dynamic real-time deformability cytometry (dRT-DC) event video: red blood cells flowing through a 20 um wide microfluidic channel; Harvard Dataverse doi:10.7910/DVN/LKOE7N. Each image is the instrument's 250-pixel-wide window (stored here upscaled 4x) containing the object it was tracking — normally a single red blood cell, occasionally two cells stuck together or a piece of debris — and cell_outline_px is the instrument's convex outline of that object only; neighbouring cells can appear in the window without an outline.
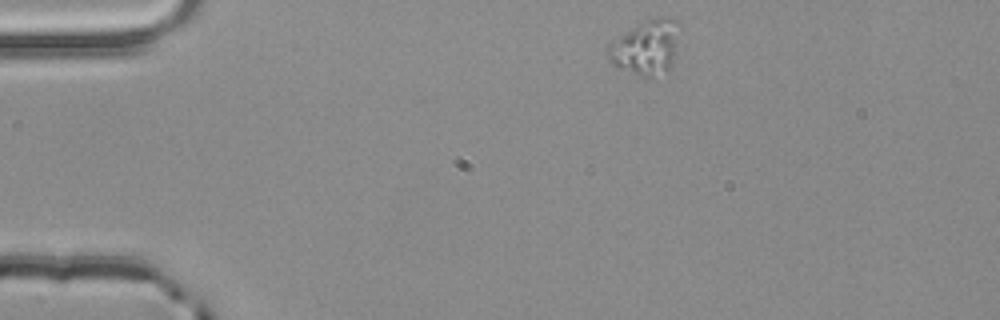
{"species": "common noctule bat (a hibernating species)", "species_latin": "Nyctalus noctula", "temperature_condition": "room temperature", "stored_images_in_passage": 46, "camera_frame_rate_fps": 3000, "um_per_image_px": 0.085, "animal": {"sex": "male", "body_mass_g": 20.4}, "frame": {"image": 1, "passage_image": 1, "time_ms": 0.0, "image_size_px": [1000, 320], "cell_outline_px": [[680, 24], [672, 64], [668, 72], [648, 80], [620, 68], [612, 64], [608, 60], [608, 44], [632, 28], [648, 20], [660, 16], [668, 16], [676, 20]], "centroid_in_image_um": [54.94, 4.07], "position_along_channel_um": 30.1, "area_um2": 22.89}}
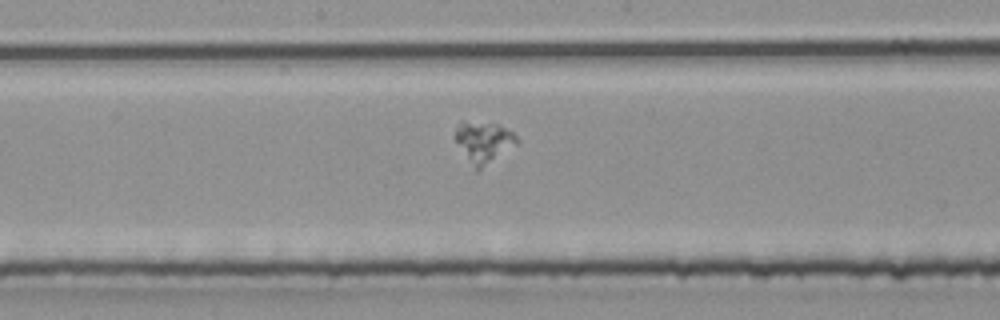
{"frame": {"image": 2, "passage_image": 20, "time_ms": 6.333, "image_size_px": [1000, 320], "cell_outline_px": [[520, 140], [516, 144], [476, 172], [452, 136], [456, 124], [460, 120], [496, 124], [512, 132]], "centroid_in_image_um": [41.03, 12.04], "position_along_channel_um": 207.2, "area_um2": 14.8}}
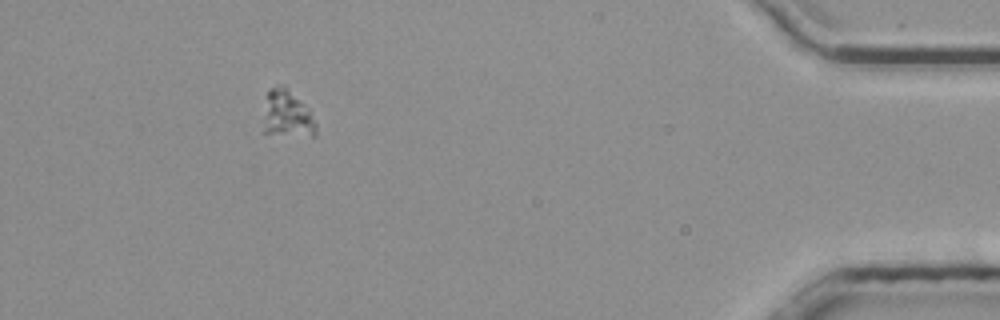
{"frame": {"image": 3, "passage_image": 41, "time_ms": 13.333, "image_size_px": [1000, 320], "cell_outline_px": [[316, 136], [312, 136], [264, 132], [264, 128], [268, 92], [276, 84], [284, 84], [308, 108], [316, 124]], "centroid_in_image_um": [24.45, 9.67], "position_along_channel_um": 410.7, "area_um2": 13.93}}